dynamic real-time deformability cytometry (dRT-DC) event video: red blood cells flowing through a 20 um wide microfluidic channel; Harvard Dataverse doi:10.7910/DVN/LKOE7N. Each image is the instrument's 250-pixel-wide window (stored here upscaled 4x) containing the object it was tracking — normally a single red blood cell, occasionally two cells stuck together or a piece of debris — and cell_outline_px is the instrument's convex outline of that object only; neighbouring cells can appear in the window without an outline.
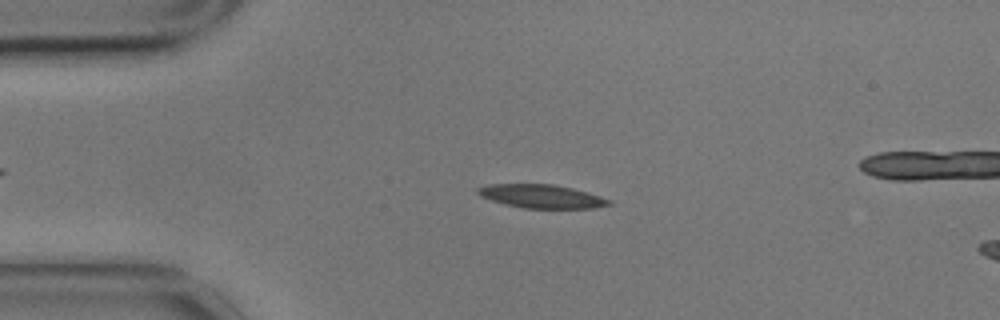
{"species": "common noctule bat (a hibernating species)", "species_latin": "Nyctalus noctula", "temperature_condition": "cold", "stored_images_in_passage": 51, "camera_frame_rate_fps": 3000, "um_per_image_px": 0.085, "animal": {"sex": "male", "body_mass_g": 17.9}, "frame": {"image": 1, "passage_image": 12, "time_ms": 3.667, "image_size_px": [1000, 320], "cell_outline_px": [[616, 204], [592, 208], [520, 208], [504, 204], [480, 196], [476, 192], [476, 188], [488, 184], [552, 184], [572, 188], [588, 192], [612, 200]], "centroid_in_image_um": [46.05, 16.69], "position_along_channel_um": 38.9, "area_um2": 18.15}}
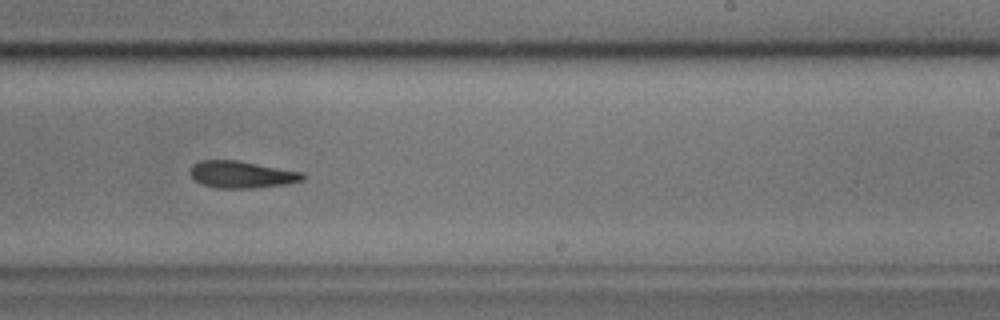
{"frame": {"image": 2, "passage_image": 34, "time_ms": 11.0, "image_size_px": [1000, 320], "cell_outline_px": [[304, 180], [288, 184], [256, 188], [216, 188], [204, 184], [196, 180], [188, 172], [192, 164], [200, 160], [236, 160], [304, 172]], "centroid_in_image_um": [20.55, 14.83], "position_along_channel_um": 268.4, "area_um2": 17.8}}
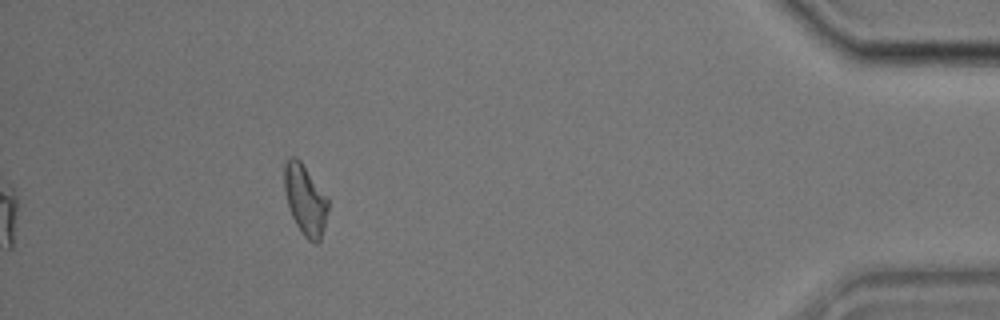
{"frame": {"image": 3, "passage_image": 51, "time_ms": 16.667, "image_size_px": [1000, 320], "cell_outline_px": [[328, 212], [324, 228], [320, 240], [316, 244], [308, 240], [300, 232], [292, 216], [284, 192], [284, 164], [288, 156], [296, 156], [300, 160], [328, 196]], "centroid_in_image_um": [25.95, 16.96], "position_along_channel_um": 409.3, "area_um2": 18.26}}